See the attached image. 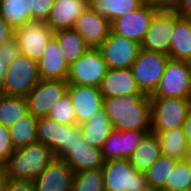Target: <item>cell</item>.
<instances>
[{
	"instance_id": "obj_49",
	"label": "cell",
	"mask_w": 191,
	"mask_h": 191,
	"mask_svg": "<svg viewBox=\"0 0 191 191\" xmlns=\"http://www.w3.org/2000/svg\"><path fill=\"white\" fill-rule=\"evenodd\" d=\"M3 95V91H2V82L0 81V96Z\"/></svg>"
},
{
	"instance_id": "obj_2",
	"label": "cell",
	"mask_w": 191,
	"mask_h": 191,
	"mask_svg": "<svg viewBox=\"0 0 191 191\" xmlns=\"http://www.w3.org/2000/svg\"><path fill=\"white\" fill-rule=\"evenodd\" d=\"M54 157L53 151L41 142L15 149L3 165L5 175L12 180L33 181Z\"/></svg>"
},
{
	"instance_id": "obj_3",
	"label": "cell",
	"mask_w": 191,
	"mask_h": 191,
	"mask_svg": "<svg viewBox=\"0 0 191 191\" xmlns=\"http://www.w3.org/2000/svg\"><path fill=\"white\" fill-rule=\"evenodd\" d=\"M102 172L105 191H152L144 173L136 171L129 159L105 161Z\"/></svg>"
},
{
	"instance_id": "obj_41",
	"label": "cell",
	"mask_w": 191,
	"mask_h": 191,
	"mask_svg": "<svg viewBox=\"0 0 191 191\" xmlns=\"http://www.w3.org/2000/svg\"><path fill=\"white\" fill-rule=\"evenodd\" d=\"M181 0H145L147 4H150L157 10L175 11Z\"/></svg>"
},
{
	"instance_id": "obj_44",
	"label": "cell",
	"mask_w": 191,
	"mask_h": 191,
	"mask_svg": "<svg viewBox=\"0 0 191 191\" xmlns=\"http://www.w3.org/2000/svg\"><path fill=\"white\" fill-rule=\"evenodd\" d=\"M186 140H191V110L188 112L185 122L182 126Z\"/></svg>"
},
{
	"instance_id": "obj_31",
	"label": "cell",
	"mask_w": 191,
	"mask_h": 191,
	"mask_svg": "<svg viewBox=\"0 0 191 191\" xmlns=\"http://www.w3.org/2000/svg\"><path fill=\"white\" fill-rule=\"evenodd\" d=\"M177 160L161 155L149 168L144 172L152 191H161L165 186L167 179H170L172 171L175 169Z\"/></svg>"
},
{
	"instance_id": "obj_14",
	"label": "cell",
	"mask_w": 191,
	"mask_h": 191,
	"mask_svg": "<svg viewBox=\"0 0 191 191\" xmlns=\"http://www.w3.org/2000/svg\"><path fill=\"white\" fill-rule=\"evenodd\" d=\"M74 171L62 158L54 157L34 180L35 191H71Z\"/></svg>"
},
{
	"instance_id": "obj_12",
	"label": "cell",
	"mask_w": 191,
	"mask_h": 191,
	"mask_svg": "<svg viewBox=\"0 0 191 191\" xmlns=\"http://www.w3.org/2000/svg\"><path fill=\"white\" fill-rule=\"evenodd\" d=\"M174 27L175 11L158 10L141 42V48L169 55Z\"/></svg>"
},
{
	"instance_id": "obj_45",
	"label": "cell",
	"mask_w": 191,
	"mask_h": 191,
	"mask_svg": "<svg viewBox=\"0 0 191 191\" xmlns=\"http://www.w3.org/2000/svg\"><path fill=\"white\" fill-rule=\"evenodd\" d=\"M8 65L5 63V60L0 57V81L2 82L6 74Z\"/></svg>"
},
{
	"instance_id": "obj_37",
	"label": "cell",
	"mask_w": 191,
	"mask_h": 191,
	"mask_svg": "<svg viewBox=\"0 0 191 191\" xmlns=\"http://www.w3.org/2000/svg\"><path fill=\"white\" fill-rule=\"evenodd\" d=\"M14 151L9 129L0 124V165L3 166Z\"/></svg>"
},
{
	"instance_id": "obj_18",
	"label": "cell",
	"mask_w": 191,
	"mask_h": 191,
	"mask_svg": "<svg viewBox=\"0 0 191 191\" xmlns=\"http://www.w3.org/2000/svg\"><path fill=\"white\" fill-rule=\"evenodd\" d=\"M37 65L40 79L67 80L69 66L62 55L59 43L54 37L47 43Z\"/></svg>"
},
{
	"instance_id": "obj_48",
	"label": "cell",
	"mask_w": 191,
	"mask_h": 191,
	"mask_svg": "<svg viewBox=\"0 0 191 191\" xmlns=\"http://www.w3.org/2000/svg\"><path fill=\"white\" fill-rule=\"evenodd\" d=\"M189 91H190V100H191V71H190Z\"/></svg>"
},
{
	"instance_id": "obj_1",
	"label": "cell",
	"mask_w": 191,
	"mask_h": 191,
	"mask_svg": "<svg viewBox=\"0 0 191 191\" xmlns=\"http://www.w3.org/2000/svg\"><path fill=\"white\" fill-rule=\"evenodd\" d=\"M103 108L113 128L151 131V100L144 94H129L103 99Z\"/></svg>"
},
{
	"instance_id": "obj_34",
	"label": "cell",
	"mask_w": 191,
	"mask_h": 191,
	"mask_svg": "<svg viewBox=\"0 0 191 191\" xmlns=\"http://www.w3.org/2000/svg\"><path fill=\"white\" fill-rule=\"evenodd\" d=\"M191 189V166L189 161H177L175 169L167 179L166 186L162 190H188Z\"/></svg>"
},
{
	"instance_id": "obj_30",
	"label": "cell",
	"mask_w": 191,
	"mask_h": 191,
	"mask_svg": "<svg viewBox=\"0 0 191 191\" xmlns=\"http://www.w3.org/2000/svg\"><path fill=\"white\" fill-rule=\"evenodd\" d=\"M37 121L38 118L28 112L8 128L15 149L38 142Z\"/></svg>"
},
{
	"instance_id": "obj_32",
	"label": "cell",
	"mask_w": 191,
	"mask_h": 191,
	"mask_svg": "<svg viewBox=\"0 0 191 191\" xmlns=\"http://www.w3.org/2000/svg\"><path fill=\"white\" fill-rule=\"evenodd\" d=\"M28 113L26 98L2 95L0 96V124L11 127Z\"/></svg>"
},
{
	"instance_id": "obj_46",
	"label": "cell",
	"mask_w": 191,
	"mask_h": 191,
	"mask_svg": "<svg viewBox=\"0 0 191 191\" xmlns=\"http://www.w3.org/2000/svg\"><path fill=\"white\" fill-rule=\"evenodd\" d=\"M7 176L5 175L4 166L0 165V191H4Z\"/></svg>"
},
{
	"instance_id": "obj_22",
	"label": "cell",
	"mask_w": 191,
	"mask_h": 191,
	"mask_svg": "<svg viewBox=\"0 0 191 191\" xmlns=\"http://www.w3.org/2000/svg\"><path fill=\"white\" fill-rule=\"evenodd\" d=\"M38 142L49 147L55 156L68 146L69 125L60 124L57 121L43 117L37 121Z\"/></svg>"
},
{
	"instance_id": "obj_5",
	"label": "cell",
	"mask_w": 191,
	"mask_h": 191,
	"mask_svg": "<svg viewBox=\"0 0 191 191\" xmlns=\"http://www.w3.org/2000/svg\"><path fill=\"white\" fill-rule=\"evenodd\" d=\"M169 60L167 54L141 48L131 70L144 95L151 96L155 92Z\"/></svg>"
},
{
	"instance_id": "obj_50",
	"label": "cell",
	"mask_w": 191,
	"mask_h": 191,
	"mask_svg": "<svg viewBox=\"0 0 191 191\" xmlns=\"http://www.w3.org/2000/svg\"><path fill=\"white\" fill-rule=\"evenodd\" d=\"M161 191H171V190H161ZM175 191H191V189H188V190H175Z\"/></svg>"
},
{
	"instance_id": "obj_13",
	"label": "cell",
	"mask_w": 191,
	"mask_h": 191,
	"mask_svg": "<svg viewBox=\"0 0 191 191\" xmlns=\"http://www.w3.org/2000/svg\"><path fill=\"white\" fill-rule=\"evenodd\" d=\"M157 11L145 2L130 14L115 19L111 23V31L141 44Z\"/></svg>"
},
{
	"instance_id": "obj_10",
	"label": "cell",
	"mask_w": 191,
	"mask_h": 191,
	"mask_svg": "<svg viewBox=\"0 0 191 191\" xmlns=\"http://www.w3.org/2000/svg\"><path fill=\"white\" fill-rule=\"evenodd\" d=\"M98 49L108 69H127L137 59L141 44L111 31Z\"/></svg>"
},
{
	"instance_id": "obj_16",
	"label": "cell",
	"mask_w": 191,
	"mask_h": 191,
	"mask_svg": "<svg viewBox=\"0 0 191 191\" xmlns=\"http://www.w3.org/2000/svg\"><path fill=\"white\" fill-rule=\"evenodd\" d=\"M151 131L127 130L113 128L101 149L105 161L129 159L142 138Z\"/></svg>"
},
{
	"instance_id": "obj_43",
	"label": "cell",
	"mask_w": 191,
	"mask_h": 191,
	"mask_svg": "<svg viewBox=\"0 0 191 191\" xmlns=\"http://www.w3.org/2000/svg\"><path fill=\"white\" fill-rule=\"evenodd\" d=\"M175 11L180 17L191 20V0H181Z\"/></svg>"
},
{
	"instance_id": "obj_38",
	"label": "cell",
	"mask_w": 191,
	"mask_h": 191,
	"mask_svg": "<svg viewBox=\"0 0 191 191\" xmlns=\"http://www.w3.org/2000/svg\"><path fill=\"white\" fill-rule=\"evenodd\" d=\"M20 55L18 42L15 38L0 45V57L5 60V63L9 65Z\"/></svg>"
},
{
	"instance_id": "obj_26",
	"label": "cell",
	"mask_w": 191,
	"mask_h": 191,
	"mask_svg": "<svg viewBox=\"0 0 191 191\" xmlns=\"http://www.w3.org/2000/svg\"><path fill=\"white\" fill-rule=\"evenodd\" d=\"M145 3V0H88V7L111 23L130 14Z\"/></svg>"
},
{
	"instance_id": "obj_4",
	"label": "cell",
	"mask_w": 191,
	"mask_h": 191,
	"mask_svg": "<svg viewBox=\"0 0 191 191\" xmlns=\"http://www.w3.org/2000/svg\"><path fill=\"white\" fill-rule=\"evenodd\" d=\"M39 81L37 61L20 54L7 67L2 91L4 95L26 98Z\"/></svg>"
},
{
	"instance_id": "obj_7",
	"label": "cell",
	"mask_w": 191,
	"mask_h": 191,
	"mask_svg": "<svg viewBox=\"0 0 191 191\" xmlns=\"http://www.w3.org/2000/svg\"><path fill=\"white\" fill-rule=\"evenodd\" d=\"M107 64L98 48H90L69 67L68 85L100 87L107 73Z\"/></svg>"
},
{
	"instance_id": "obj_19",
	"label": "cell",
	"mask_w": 191,
	"mask_h": 191,
	"mask_svg": "<svg viewBox=\"0 0 191 191\" xmlns=\"http://www.w3.org/2000/svg\"><path fill=\"white\" fill-rule=\"evenodd\" d=\"M87 8L88 0H55L46 23L53 32L72 29Z\"/></svg>"
},
{
	"instance_id": "obj_17",
	"label": "cell",
	"mask_w": 191,
	"mask_h": 191,
	"mask_svg": "<svg viewBox=\"0 0 191 191\" xmlns=\"http://www.w3.org/2000/svg\"><path fill=\"white\" fill-rule=\"evenodd\" d=\"M90 46L98 48L111 32V22L89 7L76 20L73 28Z\"/></svg>"
},
{
	"instance_id": "obj_8",
	"label": "cell",
	"mask_w": 191,
	"mask_h": 191,
	"mask_svg": "<svg viewBox=\"0 0 191 191\" xmlns=\"http://www.w3.org/2000/svg\"><path fill=\"white\" fill-rule=\"evenodd\" d=\"M190 71V62L170 59L166 65L157 89L150 98L190 99Z\"/></svg>"
},
{
	"instance_id": "obj_24",
	"label": "cell",
	"mask_w": 191,
	"mask_h": 191,
	"mask_svg": "<svg viewBox=\"0 0 191 191\" xmlns=\"http://www.w3.org/2000/svg\"><path fill=\"white\" fill-rule=\"evenodd\" d=\"M83 140L90 146L102 149L113 126L104 108L96 112L87 122L79 125Z\"/></svg>"
},
{
	"instance_id": "obj_35",
	"label": "cell",
	"mask_w": 191,
	"mask_h": 191,
	"mask_svg": "<svg viewBox=\"0 0 191 191\" xmlns=\"http://www.w3.org/2000/svg\"><path fill=\"white\" fill-rule=\"evenodd\" d=\"M48 117L60 124L78 125L74 113V106L68 93H66L51 109Z\"/></svg>"
},
{
	"instance_id": "obj_11",
	"label": "cell",
	"mask_w": 191,
	"mask_h": 191,
	"mask_svg": "<svg viewBox=\"0 0 191 191\" xmlns=\"http://www.w3.org/2000/svg\"><path fill=\"white\" fill-rule=\"evenodd\" d=\"M53 34L54 32L46 21H31L14 30V38L18 42L20 54L26 55L37 62L42 57Z\"/></svg>"
},
{
	"instance_id": "obj_29",
	"label": "cell",
	"mask_w": 191,
	"mask_h": 191,
	"mask_svg": "<svg viewBox=\"0 0 191 191\" xmlns=\"http://www.w3.org/2000/svg\"><path fill=\"white\" fill-rule=\"evenodd\" d=\"M151 132L158 136L162 155L177 161L186 160L188 145L182 128Z\"/></svg>"
},
{
	"instance_id": "obj_27",
	"label": "cell",
	"mask_w": 191,
	"mask_h": 191,
	"mask_svg": "<svg viewBox=\"0 0 191 191\" xmlns=\"http://www.w3.org/2000/svg\"><path fill=\"white\" fill-rule=\"evenodd\" d=\"M53 37L59 43L69 67L90 49L86 41L73 29L55 31Z\"/></svg>"
},
{
	"instance_id": "obj_23",
	"label": "cell",
	"mask_w": 191,
	"mask_h": 191,
	"mask_svg": "<svg viewBox=\"0 0 191 191\" xmlns=\"http://www.w3.org/2000/svg\"><path fill=\"white\" fill-rule=\"evenodd\" d=\"M169 57L191 63V20L180 17L175 11V27L171 38Z\"/></svg>"
},
{
	"instance_id": "obj_51",
	"label": "cell",
	"mask_w": 191,
	"mask_h": 191,
	"mask_svg": "<svg viewBox=\"0 0 191 191\" xmlns=\"http://www.w3.org/2000/svg\"><path fill=\"white\" fill-rule=\"evenodd\" d=\"M186 159L189 161L190 166H191V158H186Z\"/></svg>"
},
{
	"instance_id": "obj_39",
	"label": "cell",
	"mask_w": 191,
	"mask_h": 191,
	"mask_svg": "<svg viewBox=\"0 0 191 191\" xmlns=\"http://www.w3.org/2000/svg\"><path fill=\"white\" fill-rule=\"evenodd\" d=\"M81 140H83V137L80 131V126L69 125L68 146H64L55 157L63 159L70 152V148H73L76 144H79Z\"/></svg>"
},
{
	"instance_id": "obj_9",
	"label": "cell",
	"mask_w": 191,
	"mask_h": 191,
	"mask_svg": "<svg viewBox=\"0 0 191 191\" xmlns=\"http://www.w3.org/2000/svg\"><path fill=\"white\" fill-rule=\"evenodd\" d=\"M67 88L66 80L40 79L26 97L28 112L36 118L48 117L51 109L67 93Z\"/></svg>"
},
{
	"instance_id": "obj_20",
	"label": "cell",
	"mask_w": 191,
	"mask_h": 191,
	"mask_svg": "<svg viewBox=\"0 0 191 191\" xmlns=\"http://www.w3.org/2000/svg\"><path fill=\"white\" fill-rule=\"evenodd\" d=\"M103 97L143 94L133 76L131 68L108 69L99 87Z\"/></svg>"
},
{
	"instance_id": "obj_6",
	"label": "cell",
	"mask_w": 191,
	"mask_h": 191,
	"mask_svg": "<svg viewBox=\"0 0 191 191\" xmlns=\"http://www.w3.org/2000/svg\"><path fill=\"white\" fill-rule=\"evenodd\" d=\"M151 131H168L182 128L191 100L185 98H150Z\"/></svg>"
},
{
	"instance_id": "obj_28",
	"label": "cell",
	"mask_w": 191,
	"mask_h": 191,
	"mask_svg": "<svg viewBox=\"0 0 191 191\" xmlns=\"http://www.w3.org/2000/svg\"><path fill=\"white\" fill-rule=\"evenodd\" d=\"M32 0H0V15L13 29L31 22Z\"/></svg>"
},
{
	"instance_id": "obj_47",
	"label": "cell",
	"mask_w": 191,
	"mask_h": 191,
	"mask_svg": "<svg viewBox=\"0 0 191 191\" xmlns=\"http://www.w3.org/2000/svg\"><path fill=\"white\" fill-rule=\"evenodd\" d=\"M187 142V157L186 158H191V140H186Z\"/></svg>"
},
{
	"instance_id": "obj_15",
	"label": "cell",
	"mask_w": 191,
	"mask_h": 191,
	"mask_svg": "<svg viewBox=\"0 0 191 191\" xmlns=\"http://www.w3.org/2000/svg\"><path fill=\"white\" fill-rule=\"evenodd\" d=\"M67 93L73 103L78 125L87 122L103 108V95L98 87L68 85Z\"/></svg>"
},
{
	"instance_id": "obj_33",
	"label": "cell",
	"mask_w": 191,
	"mask_h": 191,
	"mask_svg": "<svg viewBox=\"0 0 191 191\" xmlns=\"http://www.w3.org/2000/svg\"><path fill=\"white\" fill-rule=\"evenodd\" d=\"M71 191H105L102 168L74 172Z\"/></svg>"
},
{
	"instance_id": "obj_42",
	"label": "cell",
	"mask_w": 191,
	"mask_h": 191,
	"mask_svg": "<svg viewBox=\"0 0 191 191\" xmlns=\"http://www.w3.org/2000/svg\"><path fill=\"white\" fill-rule=\"evenodd\" d=\"M14 38V30L2 19L0 15V45Z\"/></svg>"
},
{
	"instance_id": "obj_40",
	"label": "cell",
	"mask_w": 191,
	"mask_h": 191,
	"mask_svg": "<svg viewBox=\"0 0 191 191\" xmlns=\"http://www.w3.org/2000/svg\"><path fill=\"white\" fill-rule=\"evenodd\" d=\"M4 191H35L33 181L6 179Z\"/></svg>"
},
{
	"instance_id": "obj_25",
	"label": "cell",
	"mask_w": 191,
	"mask_h": 191,
	"mask_svg": "<svg viewBox=\"0 0 191 191\" xmlns=\"http://www.w3.org/2000/svg\"><path fill=\"white\" fill-rule=\"evenodd\" d=\"M161 155L157 134L149 132L142 138L129 161L136 171L144 173Z\"/></svg>"
},
{
	"instance_id": "obj_36",
	"label": "cell",
	"mask_w": 191,
	"mask_h": 191,
	"mask_svg": "<svg viewBox=\"0 0 191 191\" xmlns=\"http://www.w3.org/2000/svg\"><path fill=\"white\" fill-rule=\"evenodd\" d=\"M55 0H32L31 21H47Z\"/></svg>"
},
{
	"instance_id": "obj_21",
	"label": "cell",
	"mask_w": 191,
	"mask_h": 191,
	"mask_svg": "<svg viewBox=\"0 0 191 191\" xmlns=\"http://www.w3.org/2000/svg\"><path fill=\"white\" fill-rule=\"evenodd\" d=\"M63 159L74 172L102 168L105 162L101 149L90 146L85 140L70 148Z\"/></svg>"
}]
</instances>
